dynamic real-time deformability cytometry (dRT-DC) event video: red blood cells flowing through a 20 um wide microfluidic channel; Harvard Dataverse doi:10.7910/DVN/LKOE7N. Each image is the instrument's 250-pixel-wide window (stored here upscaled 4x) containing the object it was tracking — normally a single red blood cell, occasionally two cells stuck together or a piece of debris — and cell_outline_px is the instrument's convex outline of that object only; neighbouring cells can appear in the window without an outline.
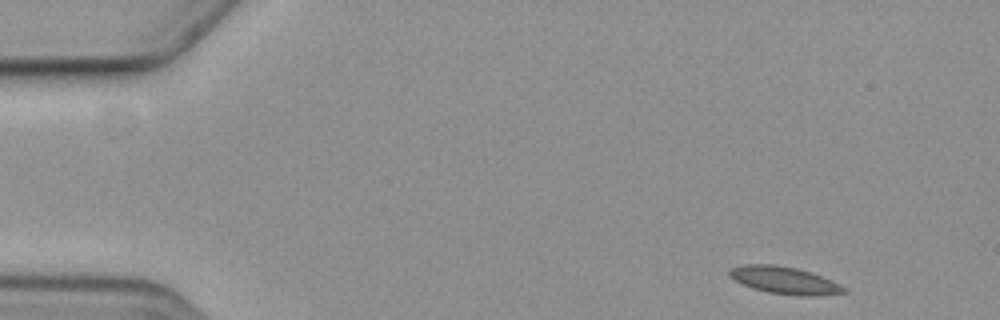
{"species": "common noctule bat (a hibernating species)", "species_latin": "Nyctalus noctula", "temperature_condition": "cold", "stored_images_in_passage": 6, "camera_frame_rate_fps": 3000, "um_per_image_px": 0.085, "animal": {"sex": "female", "body_mass_g": 19.3, "forearm_length_mm": 54.1}, "frame": {"image": 1, "passage_image": 1, "time_ms": 0.0, "image_size_px": [1000, 320], "cell_outline_px": [[848, 292], [820, 296], [800, 296], [768, 292], [752, 288], [728, 276], [728, 272], [732, 268], [744, 264], [776, 264], [796, 268], [812, 272], [832, 280], [848, 288]], "centroid_in_image_um": [66.75, 23.83], "position_along_channel_um": 18.3, "area_um2": 18.38}}
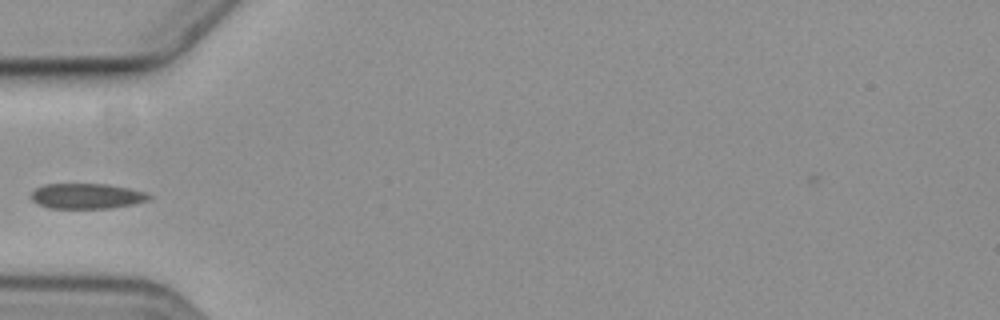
{"frame": {"image": 2, "passage_image": 5, "time_ms": 4.667, "image_size_px": [1000, 320], "cell_outline_px": [[152, 196], [148, 200], [132, 204], [112, 208], [48, 208], [36, 204], [28, 196], [36, 188], [44, 184], [108, 184], [148, 192]], "centroid_in_image_um": [7.35, 16.66], "position_along_channel_um": 77.7, "area_um2": 17.57}}
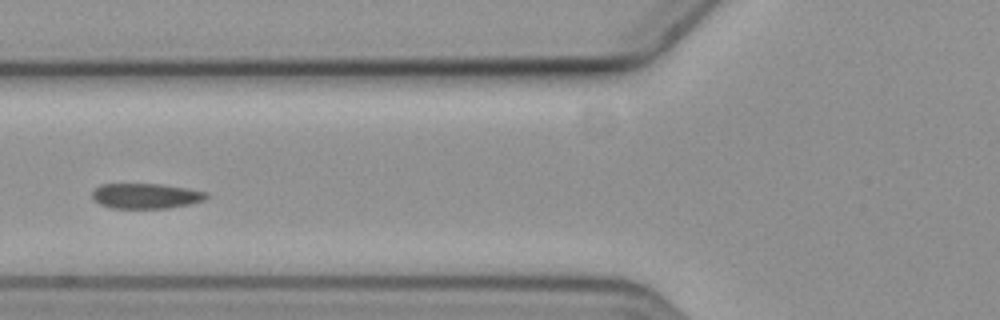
{"frame": {"image": 3, "passage_image": 6, "time_ms": 5.667, "image_size_px": [1000, 320], "cell_outline_px": [[208, 196], [204, 200], [188, 204], [168, 208], [112, 208], [100, 204], [92, 200], [92, 192], [100, 184], [160, 184], [188, 188], [208, 192]], "centroid_in_image_um": [12.38, 16.65], "position_along_channel_um": 113.4, "area_um2": 16.82}}